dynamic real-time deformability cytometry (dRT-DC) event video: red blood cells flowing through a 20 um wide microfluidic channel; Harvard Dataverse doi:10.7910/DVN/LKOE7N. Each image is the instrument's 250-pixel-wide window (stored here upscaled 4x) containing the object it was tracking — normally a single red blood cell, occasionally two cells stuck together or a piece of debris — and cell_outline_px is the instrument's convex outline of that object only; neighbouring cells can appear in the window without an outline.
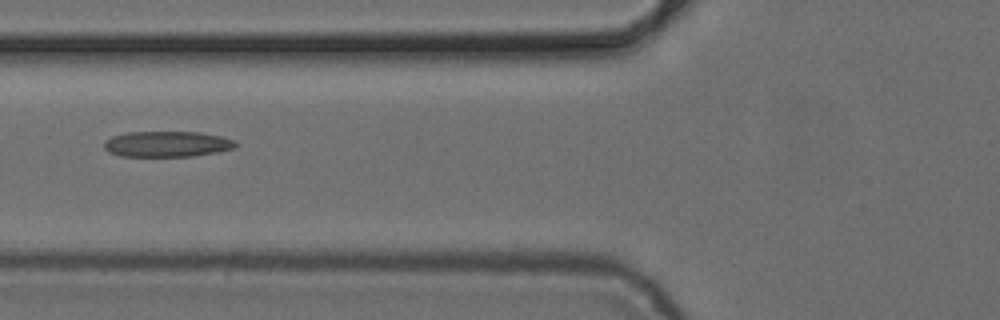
{"species": "common noctule bat (a hibernating species)", "species_latin": "Nyctalus noctula", "temperature_condition": "cold", "stored_images_in_passage": 6, "camera_frame_rate_fps": 3000, "um_per_image_px": 0.085, "animal": {"sex": "female", "body_mass_g": 24.6, "forearm_length_mm": 56.2}, "frame": {"image": 1, "passage_image": 6, "time_ms": 6.667, "image_size_px": [1000, 320], "cell_outline_px": [[240, 144], [236, 148], [216, 152], [192, 156], [120, 156], [108, 152], [104, 148], [104, 140], [112, 136], [128, 132], [200, 132], [220, 136], [236, 140]], "centroid_in_image_um": [14.22, 12.24], "position_along_channel_um": 111.6, "area_um2": 19.88}}